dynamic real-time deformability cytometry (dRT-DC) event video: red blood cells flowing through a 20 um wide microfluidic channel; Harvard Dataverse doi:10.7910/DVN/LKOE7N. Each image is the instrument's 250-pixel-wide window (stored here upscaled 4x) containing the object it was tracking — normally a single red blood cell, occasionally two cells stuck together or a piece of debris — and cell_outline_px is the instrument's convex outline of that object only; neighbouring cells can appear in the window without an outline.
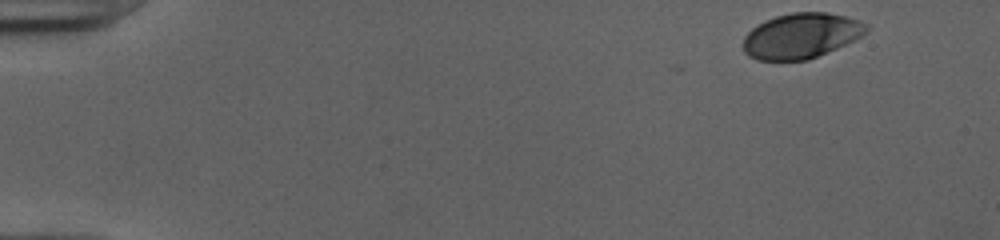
{"species": "human", "species_latin": "Homo sapiens", "temperature_condition": "cold", "stored_images_in_passage": 48, "camera_frame_rate_fps": 3000, "um_per_image_px": 0.085, "donor": {"sex": "female"}, "frame": {"image": 1, "passage_image": 1, "time_ms": 0.0, "image_size_px": [1000, 240], "cell_outline_px": [[868, 32], [836, 48], [808, 60], [756, 60], [748, 56], [744, 52], [744, 36], [752, 28], [764, 20], [776, 16], [792, 12], [824, 12], [844, 16], [868, 24]], "centroid_in_image_um": [68.06, 3.04], "position_along_channel_um": 16.9, "area_um2": 32.25}}
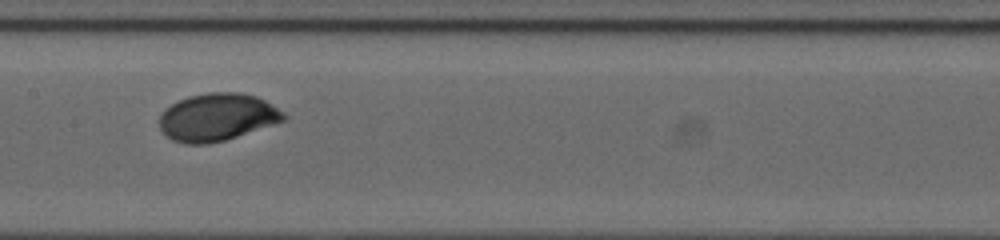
{"frame": {"image": 2, "passage_image": 24, "time_ms": 7.667, "image_size_px": [1000, 240], "cell_outline_px": [[288, 116], [284, 120], [224, 140], [204, 144], [184, 144], [172, 140], [160, 128], [160, 112], [164, 108], [188, 96], [208, 92], [240, 92], [256, 96], [264, 100], [284, 112]], "centroid_in_image_um": [18.43, 9.94], "position_along_channel_um": 189.0, "area_um2": 34.16}}
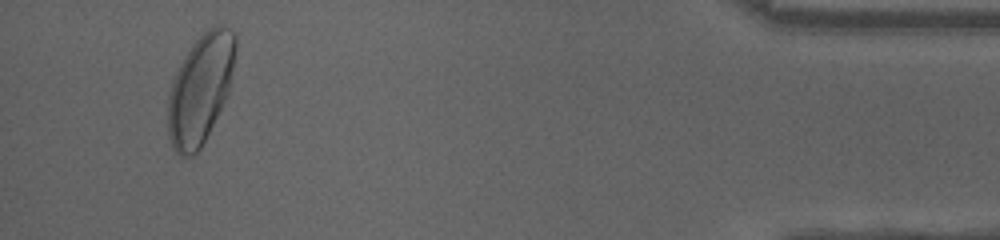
{"frame": {"image": 3, "passage_image": 46, "time_ms": 15.0, "image_size_px": [1000, 240], "cell_outline_px": [[236, 52], [228, 92], [200, 148], [192, 156], [180, 156], [172, 148], [168, 136], [168, 96], [176, 72], [180, 64], [192, 44], [208, 28], [216, 24], [224, 24], [236, 32]], "centroid_in_image_um": [17.03, 7.52], "position_along_channel_um": 418.2, "area_um2": 42.66}, "authors_computed_cell_mechanics": {"area_um2": 33.2639, "velocity_mm_per_s": 3.9675, "shape_relaxation_time_tau1_ms": 1.6514, "shape_relaxation_time_tau2_ms": null, "deformation_change_tau1": 0.1323, "deformation_change_tau2": null}}